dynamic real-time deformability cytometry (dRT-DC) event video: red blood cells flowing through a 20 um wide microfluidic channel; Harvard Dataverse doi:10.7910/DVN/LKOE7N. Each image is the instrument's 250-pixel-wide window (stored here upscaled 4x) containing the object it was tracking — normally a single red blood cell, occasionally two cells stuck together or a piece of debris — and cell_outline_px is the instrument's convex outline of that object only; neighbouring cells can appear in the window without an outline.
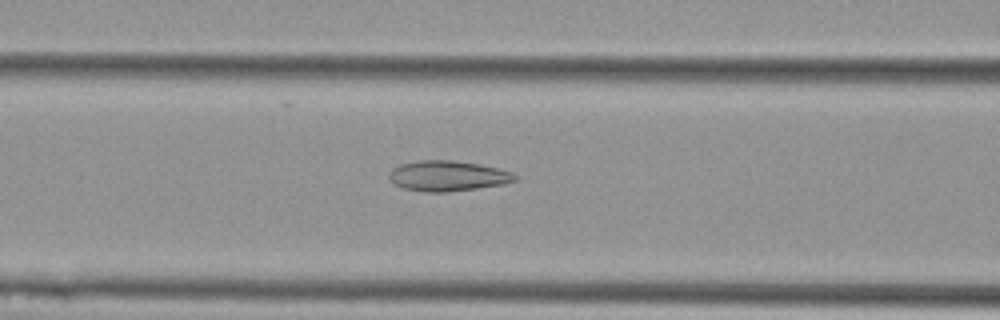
{"species": "Egyptian fruit bat (a non-hibernating species)", "species_latin": "Rousettus aegyptiacus", "temperature_condition": "cold", "stored_images_in_passage": 55, "camera_frame_rate_fps": 3000, "um_per_image_px": 0.085, "animal": {"sex": "female"}, "frame": {"image": 1, "passage_image": 23, "time_ms": 7.333, "image_size_px": [1000, 320], "cell_outline_px": [[520, 176], [516, 180], [504, 184], [448, 192], [424, 192], [404, 188], [396, 184], [388, 176], [388, 172], [392, 168], [400, 164], [420, 160], [452, 160], [480, 164], [512, 172]], "centroid_in_image_um": [38.06, 14.95], "position_along_channel_um": 128.5, "area_um2": 22.31}}
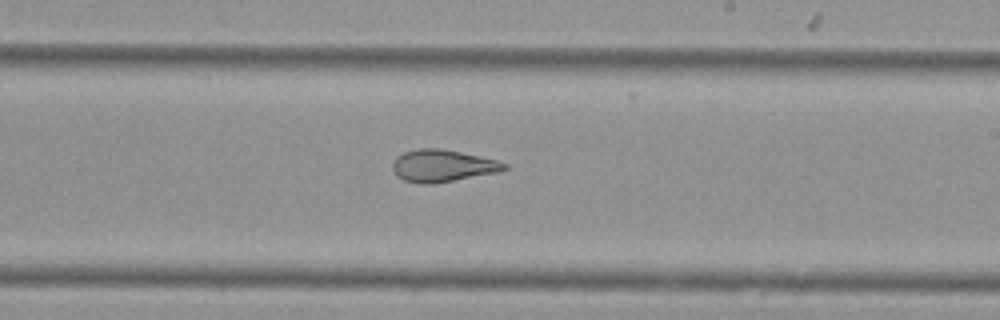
{"frame": {"image": 2, "passage_image": 33, "time_ms": 10.667, "image_size_px": [1000, 320], "cell_outline_px": [[508, 168], [496, 172], [432, 184], [420, 184], [404, 180], [396, 176], [392, 168], [392, 164], [396, 156], [404, 152], [416, 148], [440, 148], [480, 156], [496, 160], [508, 164]], "centroid_in_image_um": [37.56, 14.08], "position_along_channel_um": 251.4, "area_um2": 20.87}}
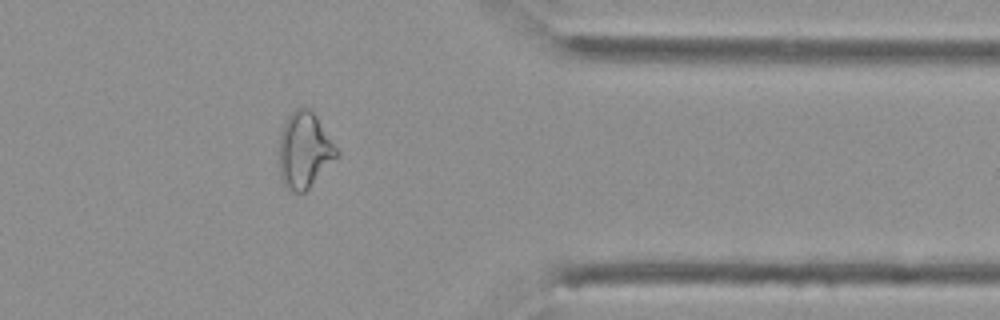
{"frame": {"image": 3, "passage_image": 45, "time_ms": 14.667, "image_size_px": [1000, 320], "cell_outline_px": [[340, 156], [304, 192], [292, 192], [284, 184], [280, 176], [280, 136], [284, 124], [288, 116], [296, 108], [312, 108], [340, 152]], "centroid_in_image_um": [25.92, 12.75], "position_along_channel_um": 385.5, "area_um2": 25.49}, "authors_computed_cell_mechanics": {"area_um2": 25.8944, "velocity_mm_per_s": 3.6981, "shape_relaxation_time_tau1_ms": null, "shape_relaxation_time_tau2_ms": 2.3023, "deformation_change_tau1": null, "deformation_change_tau2": 0.0973}}